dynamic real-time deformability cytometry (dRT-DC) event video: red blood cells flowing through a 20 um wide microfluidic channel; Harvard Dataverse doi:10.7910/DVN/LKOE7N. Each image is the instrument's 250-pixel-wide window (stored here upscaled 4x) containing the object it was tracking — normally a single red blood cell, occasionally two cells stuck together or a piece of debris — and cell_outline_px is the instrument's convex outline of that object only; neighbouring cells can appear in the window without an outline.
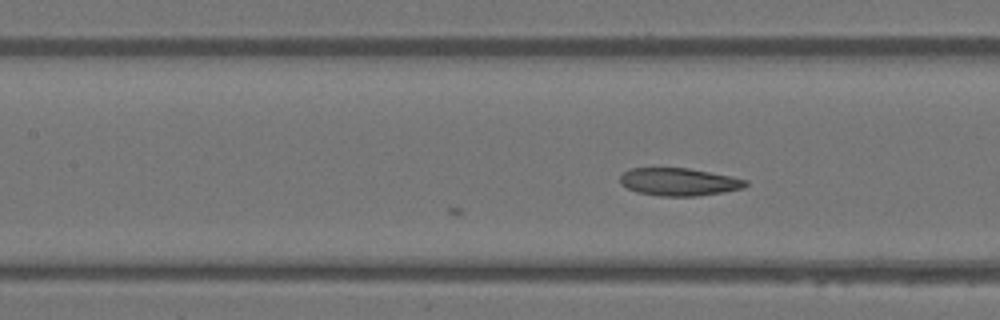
{"species": "Egyptian fruit bat (a non-hibernating species)", "species_latin": "Rousettus aegyptiacus", "temperature_condition": "warm", "stored_images_in_passage": 7, "camera_frame_rate_fps": 3000, "um_per_image_px": 0.085, "animal": {"sex": "female"}, "frame": {"image": 1, "passage_image": 7, "time_ms": 2.0, "image_size_px": [1000, 320], "cell_outline_px": [[748, 184], [744, 188], [696, 196], [660, 196], [636, 192], [620, 184], [620, 176], [624, 172], [632, 168], [688, 168], [732, 176], [748, 180]], "centroid_in_image_um": [57.71, 15.46], "position_along_channel_um": 149.7, "area_um2": 20.23}}